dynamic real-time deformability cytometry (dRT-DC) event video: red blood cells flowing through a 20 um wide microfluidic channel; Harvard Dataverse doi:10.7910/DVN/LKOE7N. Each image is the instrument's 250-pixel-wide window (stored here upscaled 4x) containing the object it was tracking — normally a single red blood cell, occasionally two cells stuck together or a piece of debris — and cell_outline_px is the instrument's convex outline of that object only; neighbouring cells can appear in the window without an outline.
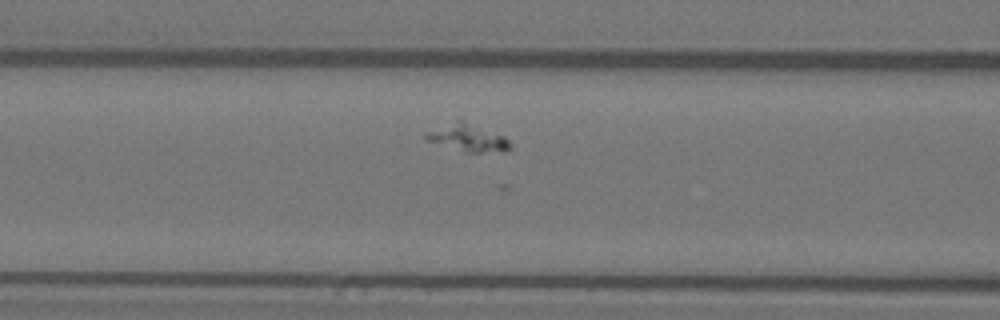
{"species": "Egyptian fruit bat (a non-hibernating species)", "species_latin": "Rousettus aegyptiacus", "temperature_condition": "warm", "stored_images_in_passage": 27, "camera_frame_rate_fps": 3000, "um_per_image_px": 0.085, "animal": {"sex": "female"}, "frame": {"image": 1, "passage_image": 6, "time_ms": 1.667, "image_size_px": [1000, 320], "cell_outline_px": [[512, 148], [504, 152], [464, 152], [428, 140], [424, 136], [424, 132], [456, 116], [504, 136], [512, 144]], "centroid_in_image_um": [39.73, 11.65], "position_along_channel_um": 126.9, "area_um2": 14.1}}
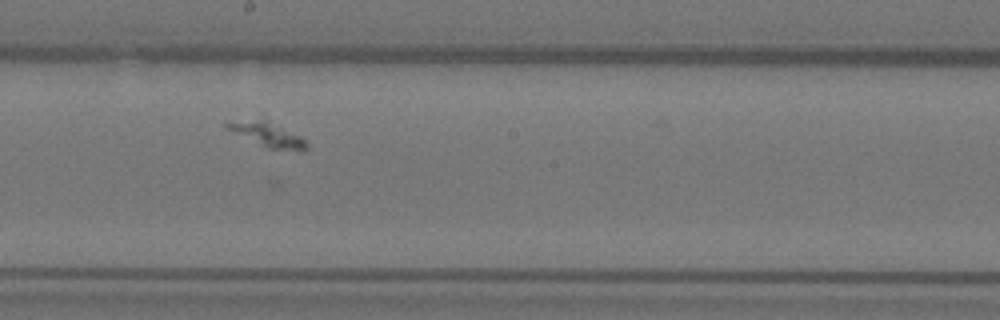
{"frame": {"image": 2, "passage_image": 14, "time_ms": 4.333, "image_size_px": [1000, 320], "cell_outline_px": [[308, 148], [304, 152], [268, 148], [224, 128], [224, 124], [264, 116], [300, 136], [308, 144]], "centroid_in_image_um": [22.8, 11.41], "position_along_channel_um": 225.4, "area_um2": 11.68}}
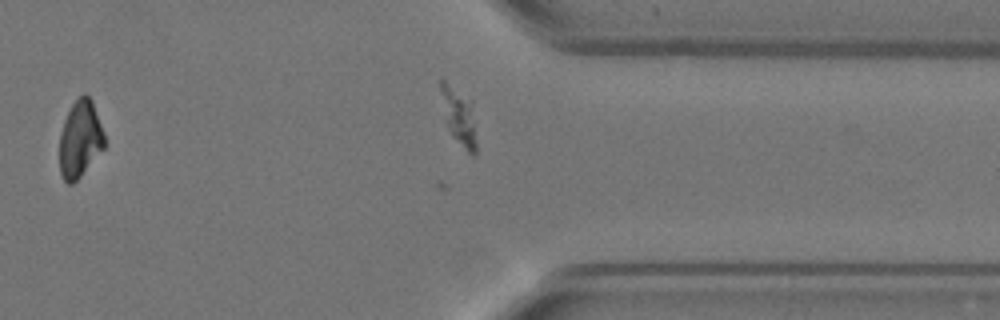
{"frame": {"image": 3, "passage_image": 26, "time_ms": 8.333, "image_size_px": [1000, 320], "cell_outline_px": [[104, 148], [80, 176], [72, 184], [68, 184], [64, 180], [60, 172], [60, 132], [64, 120], [72, 104], [84, 92], [92, 100], [104, 132]], "centroid_in_image_um": [6.8, 11.81], "position_along_channel_um": 404.6, "area_um2": 19.94}}